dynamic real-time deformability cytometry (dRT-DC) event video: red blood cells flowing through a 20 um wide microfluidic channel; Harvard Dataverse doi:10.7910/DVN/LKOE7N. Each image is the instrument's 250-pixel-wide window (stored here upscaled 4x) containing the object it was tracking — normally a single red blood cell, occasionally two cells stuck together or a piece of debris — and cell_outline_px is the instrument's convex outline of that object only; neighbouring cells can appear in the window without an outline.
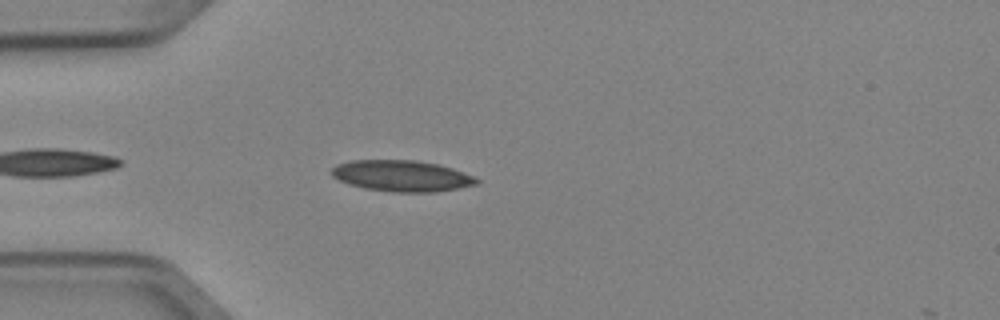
{"species": "Egyptian fruit bat (a non-hibernating species)", "species_latin": "Rousettus aegyptiacus", "temperature_condition": "cold", "stored_images_in_passage": 4, "camera_frame_rate_fps": 3000, "um_per_image_px": 0.085, "animal": {"sex": "female"}, "frame": {"image": 1, "passage_image": 3, "time_ms": 0.667, "image_size_px": [1000, 320], "cell_outline_px": [[480, 184], [436, 192], [392, 192], [364, 188], [348, 184], [332, 176], [332, 168], [336, 164], [352, 160], [416, 160], [440, 164], [476, 176], [480, 180]], "centroid_in_image_um": [34.2, 14.95], "position_along_channel_um": 50.8, "area_um2": 26.59}}